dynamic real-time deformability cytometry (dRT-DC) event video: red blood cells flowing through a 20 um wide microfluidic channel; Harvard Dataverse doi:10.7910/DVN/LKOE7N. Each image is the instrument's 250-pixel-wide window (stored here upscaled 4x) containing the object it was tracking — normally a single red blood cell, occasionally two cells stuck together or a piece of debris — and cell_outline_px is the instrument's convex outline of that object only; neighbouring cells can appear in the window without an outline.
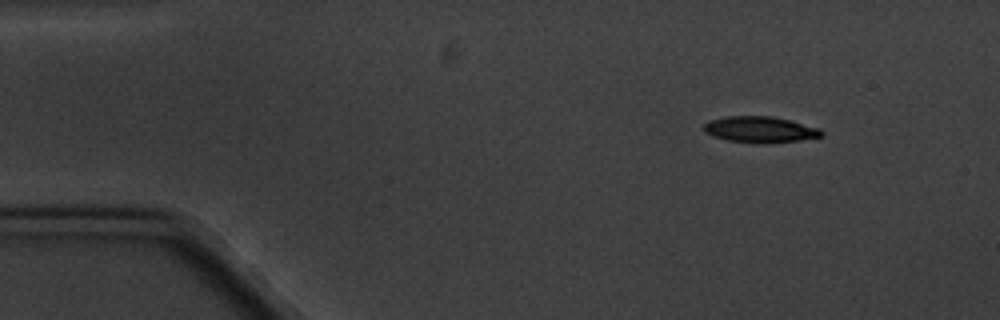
{"species": "common noctule bat (a hibernating species)", "species_latin": "Nyctalus noctula", "temperature_condition": "cold", "stored_images_in_passage": 5, "camera_frame_rate_fps": 3000, "um_per_image_px": 0.085, "animal": {"sex": "male", "body_mass_g": 20.1, "forearm_length_mm": 53.5}, "frame": {"image": 1, "passage_image": 1, "time_ms": 0.0, "image_size_px": [1000, 320], "cell_outline_px": [[824, 136], [800, 140], [728, 140], [704, 132], [700, 128], [708, 120], [728, 116], [772, 116], [820, 128], [824, 132]], "centroid_in_image_um": [64.58, 10.95], "position_along_channel_um": 20.4, "area_um2": 16.94}}
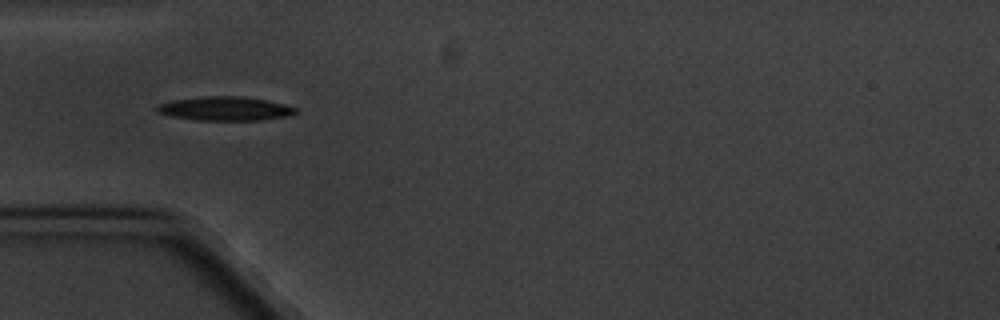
{"frame": {"image": 2, "passage_image": 4, "time_ms": 3.667, "image_size_px": [1000, 320], "cell_outline_px": [[300, 112], [288, 116], [260, 120], [196, 120], [172, 116], [156, 112], [156, 108], [160, 104], [172, 100], [204, 96], [244, 96], [268, 100], [284, 104], [296, 108]], "centroid_in_image_um": [19.17, 9.23], "position_along_channel_um": 65.8, "area_um2": 19.42}}